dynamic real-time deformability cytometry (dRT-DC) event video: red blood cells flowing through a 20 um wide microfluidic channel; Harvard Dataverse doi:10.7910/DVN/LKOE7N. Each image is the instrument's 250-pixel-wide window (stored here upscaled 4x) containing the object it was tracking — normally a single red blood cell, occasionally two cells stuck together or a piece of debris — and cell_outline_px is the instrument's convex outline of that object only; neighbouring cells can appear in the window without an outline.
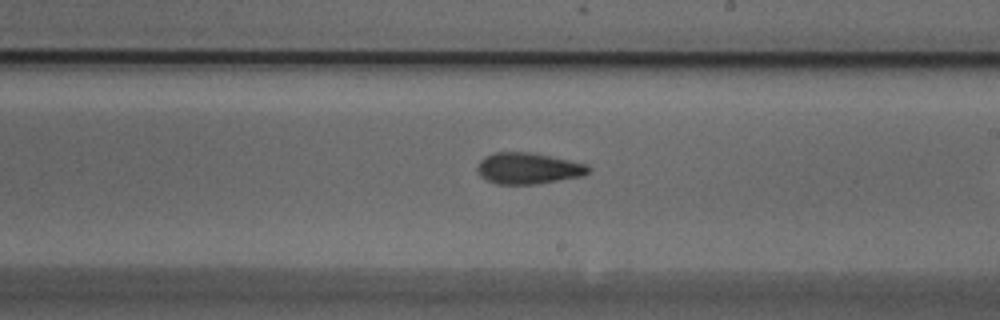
{"species": "Egyptian fruit bat (a non-hibernating species)", "species_latin": "Rousettus aegyptiacus", "temperature_condition": "cold", "stored_images_in_passage": 38, "camera_frame_rate_fps": 3000, "um_per_image_px": 0.085, "animal": {"sex": "male"}, "frame": {"image": 1, "passage_image": 27, "time_ms": 8.667, "image_size_px": [1000, 320], "cell_outline_px": [[592, 168], [584, 176], [536, 184], [496, 184], [480, 176], [476, 168], [480, 160], [484, 156], [496, 152], [528, 152], [588, 164]], "centroid_in_image_um": [44.9, 14.31], "position_along_channel_um": 244.1, "area_um2": 20.23}}
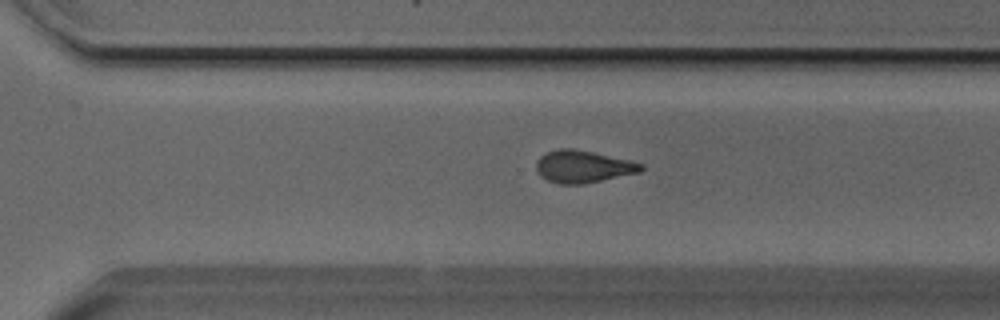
{"frame": {"image": 2, "passage_image": 33, "time_ms": 10.667, "image_size_px": [1000, 320], "cell_outline_px": [[644, 168], [640, 172], [584, 184], [560, 184], [548, 180], [540, 176], [536, 168], [536, 160], [540, 156], [556, 148], [572, 148], [592, 152], [628, 160], [644, 164]], "centroid_in_image_um": [49.53, 14.16], "position_along_channel_um": 321.1, "area_um2": 19.65}}